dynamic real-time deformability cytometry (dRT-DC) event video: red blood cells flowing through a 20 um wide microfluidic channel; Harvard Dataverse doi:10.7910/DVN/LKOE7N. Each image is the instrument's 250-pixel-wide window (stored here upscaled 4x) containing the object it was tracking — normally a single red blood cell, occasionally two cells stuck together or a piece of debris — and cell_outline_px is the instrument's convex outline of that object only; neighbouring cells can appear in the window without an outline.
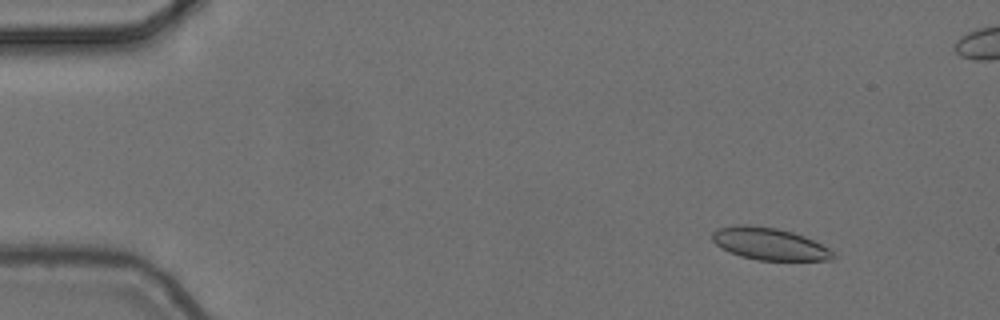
{"species": "common noctule bat (a hibernating species)", "species_latin": "Nyctalus noctula", "temperature_condition": "cold", "stored_images_in_passage": 5, "camera_frame_rate_fps": 3000, "um_per_image_px": 0.085, "animal": {"sex": "female", "body_mass_g": 24.6, "forearm_length_mm": 56.2}, "frame": {"image": 1, "passage_image": 1, "time_ms": 0.0, "image_size_px": [1000, 320], "cell_outline_px": [[836, 256], [832, 260], [756, 260], [740, 256], [716, 244], [712, 240], [712, 232], [720, 228], [736, 224], [748, 224], [776, 228], [792, 232], [804, 236], [828, 248]], "centroid_in_image_um": [65.39, 20.72], "position_along_channel_um": 19.6, "area_um2": 22.43}}